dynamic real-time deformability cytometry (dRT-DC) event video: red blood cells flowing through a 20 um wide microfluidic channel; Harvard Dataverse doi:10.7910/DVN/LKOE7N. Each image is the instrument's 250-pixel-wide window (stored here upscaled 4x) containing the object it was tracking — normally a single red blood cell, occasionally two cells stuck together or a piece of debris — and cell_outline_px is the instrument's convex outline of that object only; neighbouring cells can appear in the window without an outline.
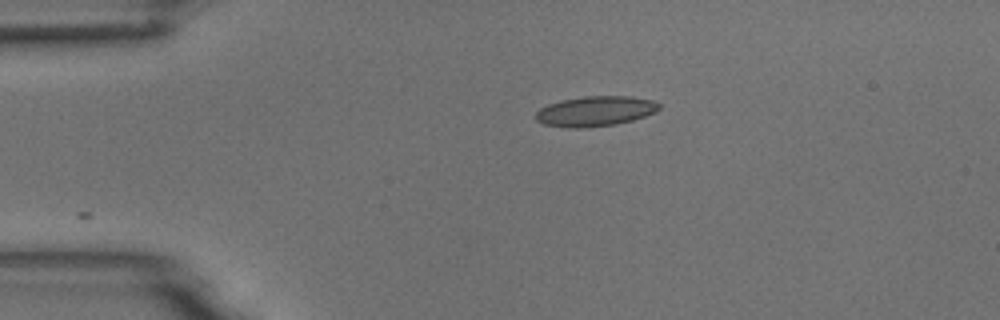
{"species": "common noctule bat (a hibernating species)", "species_latin": "Nyctalus noctula", "temperature_condition": "room temperature", "stored_images_in_passage": 2, "camera_frame_rate_fps": 3000, "um_per_image_px": 0.085, "animal": {"sex": "male", "body_mass_g": 18.8}, "frame": {"image": 1, "passage_image": 1, "time_ms": 0.0, "image_size_px": [1000, 320], "cell_outline_px": [[660, 108], [656, 112], [632, 120], [616, 124], [588, 128], [568, 128], [544, 124], [536, 120], [536, 112], [540, 108], [548, 104], [560, 100], [584, 96], [632, 96], [652, 100], [660, 104]], "centroid_in_image_um": [50.59, 9.45], "position_along_channel_um": 34.4, "area_um2": 21.79}}